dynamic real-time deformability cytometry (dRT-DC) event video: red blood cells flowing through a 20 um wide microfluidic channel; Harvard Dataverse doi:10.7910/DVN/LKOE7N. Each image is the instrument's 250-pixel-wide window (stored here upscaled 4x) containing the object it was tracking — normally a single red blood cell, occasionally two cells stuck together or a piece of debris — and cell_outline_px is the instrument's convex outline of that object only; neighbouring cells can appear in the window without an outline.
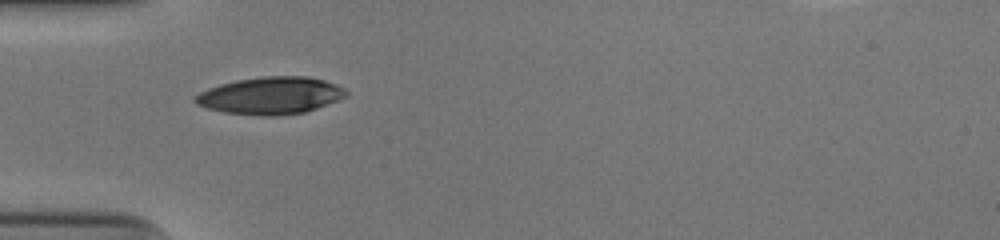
{"species": "human", "species_latin": "Homo sapiens", "temperature_condition": "cold", "stored_images_in_passage": 32, "camera_frame_rate_fps": 3000, "um_per_image_px": 0.085, "donor": {"sex": "male"}, "frame": {"image": 1, "passage_image": 1, "time_ms": 0.0, "image_size_px": [1000, 240], "cell_outline_px": [[348, 92], [344, 96], [336, 100], [316, 108], [304, 112], [276, 116], [260, 116], [224, 112], [208, 108], [196, 104], [192, 100], [192, 96], [208, 88], [220, 84], [236, 80], [264, 76], [308, 76], [324, 80], [336, 84], [344, 88]], "centroid_in_image_um": [22.95, 8.12], "position_along_channel_um": 62.1, "area_um2": 32.71}}
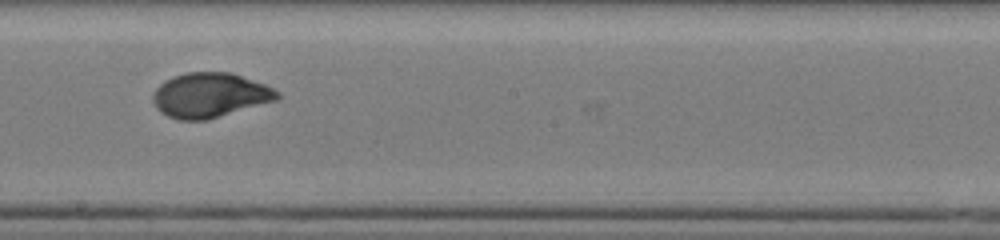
{"frame": {"image": 2, "passage_image": 14, "time_ms": 4.333, "image_size_px": [1000, 240], "cell_outline_px": [[280, 96], [276, 100], [208, 120], [180, 120], [168, 116], [160, 112], [156, 108], [152, 100], [152, 96], [156, 88], [160, 84], [172, 76], [188, 72], [232, 72], [264, 84], [280, 92]], "centroid_in_image_um": [17.82, 8.09], "position_along_channel_um": 230.4, "area_um2": 32.43}}
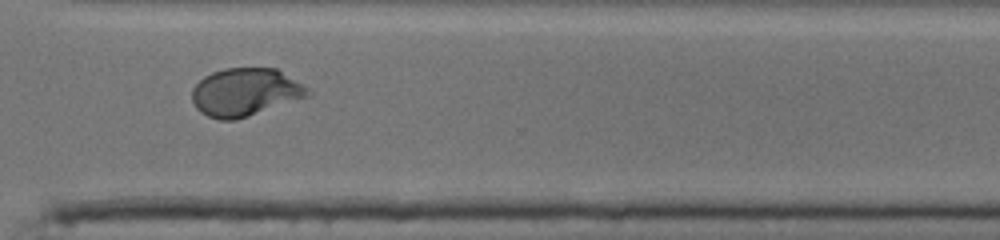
{"frame": {"image": 3, "passage_image": 23, "time_ms": 7.333, "image_size_px": [1000, 240], "cell_outline_px": [[312, 92], [308, 96], [236, 120], [220, 120], [208, 116], [200, 112], [196, 108], [192, 100], [192, 88], [204, 76], [212, 72], [224, 68], [276, 68], [304, 84]], "centroid_in_image_um": [20.83, 7.83], "position_along_channel_um": 349.8, "area_um2": 32.31}, "authors_computed_cell_mechanics": {"area_um2": 32.2524, "velocity_mm_per_s": 3.9725, "shape_relaxation_time_tau1_ms": 3.7701, "shape_relaxation_time_tau2_ms": 0.7434, "deformation_change_tau1": 0.1729, "deformation_change_tau2": 0.0444}}